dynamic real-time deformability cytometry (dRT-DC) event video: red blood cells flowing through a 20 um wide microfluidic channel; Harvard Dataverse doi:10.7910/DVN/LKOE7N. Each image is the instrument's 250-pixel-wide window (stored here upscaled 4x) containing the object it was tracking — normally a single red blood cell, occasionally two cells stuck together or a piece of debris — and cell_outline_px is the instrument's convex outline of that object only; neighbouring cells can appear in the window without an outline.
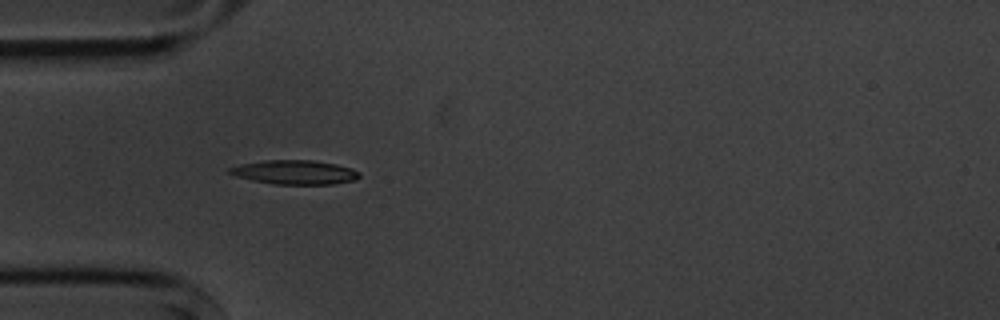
{"species": "common noctule bat (a hibernating species)", "species_latin": "Nyctalus noctula", "temperature_condition": "cold", "stored_images_in_passage": 6, "camera_frame_rate_fps": 3000, "um_per_image_px": 0.085, "animal": {"sex": "male", "body_mass_g": 20.1, "forearm_length_mm": 53.5}, "frame": {"image": 1, "passage_image": 5, "time_ms": 4.667, "image_size_px": [1000, 320], "cell_outline_px": [[360, 176], [356, 180], [332, 184], [276, 184], [252, 180], [236, 176], [228, 172], [228, 168], [240, 164], [264, 160], [312, 160], [336, 164], [352, 168], [360, 172]], "centroid_in_image_um": [25.07, 14.63], "position_along_channel_um": 59.9, "area_um2": 18.26}}
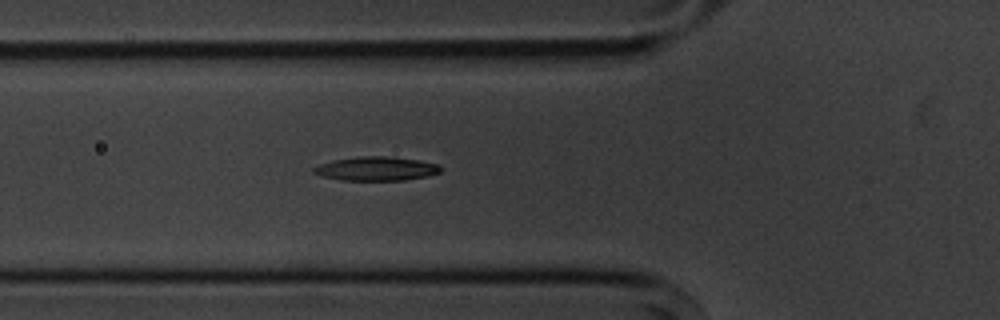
{"frame": {"image": 2, "passage_image": 6, "time_ms": 5.667, "image_size_px": [1000, 320], "cell_outline_px": [[440, 172], [428, 176], [404, 180], [340, 180], [324, 176], [312, 172], [312, 168], [320, 164], [332, 160], [356, 156], [392, 156], [420, 160], [440, 164]], "centroid_in_image_um": [32.0, 14.32], "position_along_channel_um": 93.8, "area_um2": 17.86}}